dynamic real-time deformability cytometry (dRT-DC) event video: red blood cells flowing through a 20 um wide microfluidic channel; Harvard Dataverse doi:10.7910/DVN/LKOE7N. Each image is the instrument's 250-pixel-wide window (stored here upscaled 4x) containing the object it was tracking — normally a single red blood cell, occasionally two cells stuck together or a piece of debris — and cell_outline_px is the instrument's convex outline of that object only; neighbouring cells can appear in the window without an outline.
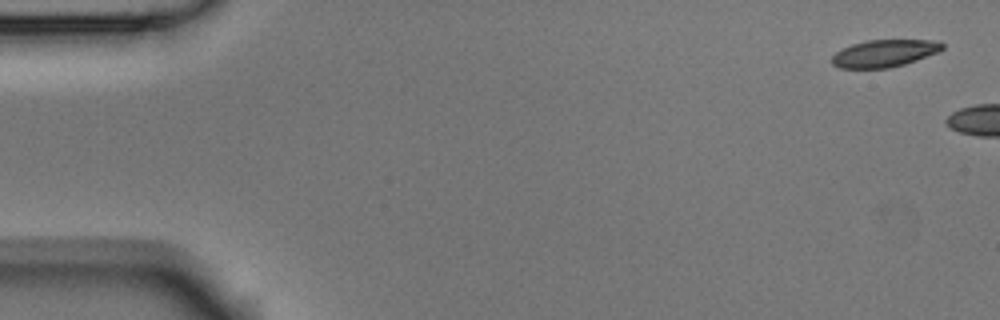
{"species": "Egyptian fruit bat (a non-hibernating species)", "species_latin": "Rousettus aegyptiacus", "temperature_condition": "room temperature", "stored_images_in_passage": 4, "camera_frame_rate_fps": 3000, "um_per_image_px": 0.085, "animal": {"sex": "male"}, "frame": {"image": 1, "passage_image": 1, "time_ms": 0.0, "image_size_px": [1000, 320], "cell_outline_px": [[944, 48], [940, 52], [904, 64], [888, 68], [840, 68], [832, 64], [832, 56], [836, 52], [852, 44], [868, 40], [940, 40], [944, 44]], "centroid_in_image_um": [75.22, 4.53], "position_along_channel_um": 9.8, "area_um2": 17.57}}